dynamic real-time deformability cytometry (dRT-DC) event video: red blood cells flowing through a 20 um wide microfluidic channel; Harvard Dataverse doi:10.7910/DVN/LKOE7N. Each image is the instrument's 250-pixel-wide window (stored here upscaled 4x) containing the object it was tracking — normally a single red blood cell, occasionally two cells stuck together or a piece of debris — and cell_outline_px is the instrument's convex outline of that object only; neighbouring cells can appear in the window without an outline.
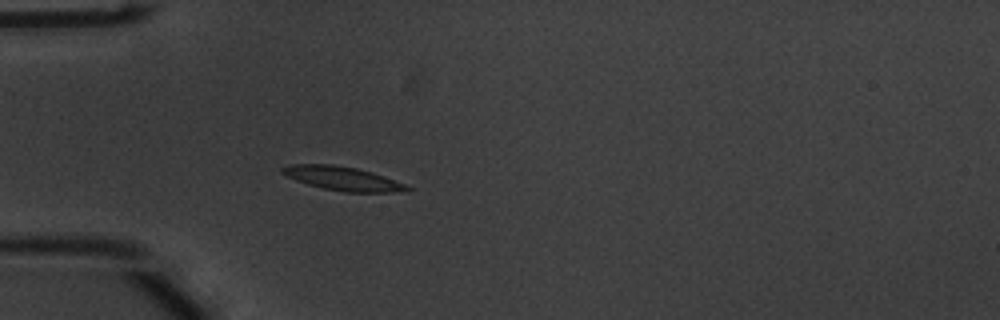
{"species": "common noctule bat (a hibernating species)", "species_latin": "Nyctalus noctula", "temperature_condition": "warm", "stored_images_in_passage": 39, "camera_frame_rate_fps": 3000, "um_per_image_px": 0.085, "animal": {"sex": "male", "body_mass_g": 20.1, "forearm_length_mm": 53.5}, "frame": {"image": 1, "passage_image": 1, "time_ms": 0.0, "image_size_px": [1000, 320], "cell_outline_px": [[412, 188], [408, 192], [344, 192], [324, 188], [308, 184], [296, 180], [280, 172], [280, 168], [288, 164], [332, 164], [356, 168], [372, 172], [404, 184]], "centroid_in_image_um": [29.12, 15.17], "position_along_channel_um": 55.9, "area_um2": 17.28}}
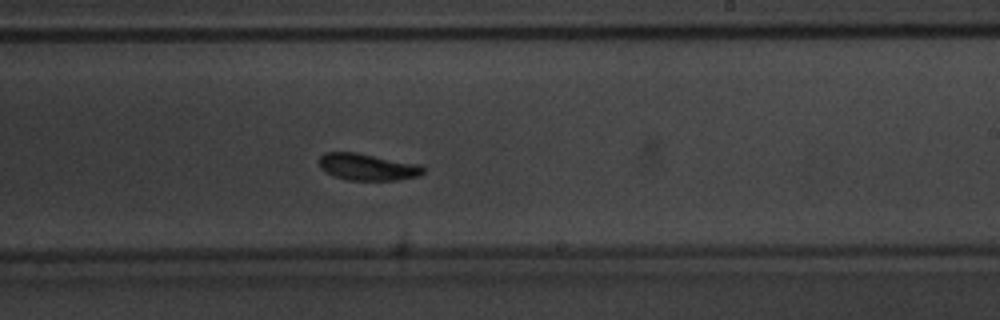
{"frame": {"image": 2, "passage_image": 18, "time_ms": 5.667, "image_size_px": [1000, 320], "cell_outline_px": [[424, 172], [420, 176], [396, 180], [348, 180], [332, 176], [324, 172], [320, 168], [320, 156], [324, 152], [356, 152], [420, 164], [424, 168]], "centroid_in_image_um": [31.23, 14.19], "position_along_channel_um": 257.8, "area_um2": 16.42}}
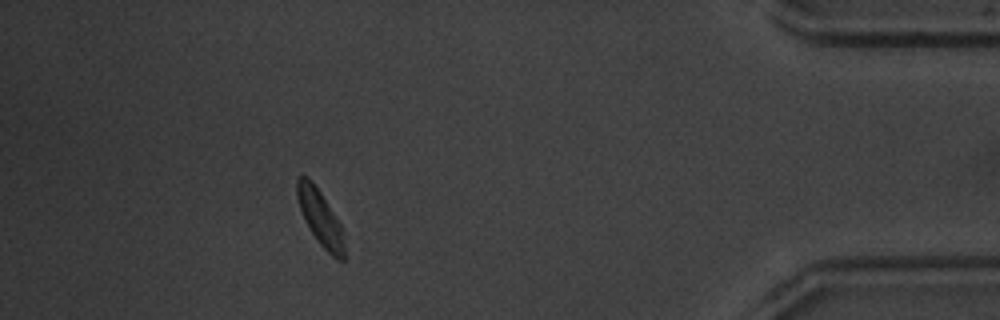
{"frame": {"image": 3, "passage_image": 34, "time_ms": 11.0, "image_size_px": [1000, 320], "cell_outline_px": [[344, 260], [336, 260], [320, 244], [312, 232], [300, 208], [296, 196], [296, 180], [300, 176], [308, 176], [312, 180], [320, 192], [340, 224], [344, 248]], "centroid_in_image_um": [27.2, 18.48], "position_along_channel_um": 408.0, "area_um2": 14.74}, "authors_computed_cell_mechanics": {"area_um2": 16.5308, "velocity_mm_per_s": 3.7059, "shape_relaxation_time_tau1_ms": 1.9235, "shape_relaxation_time_tau2_ms": 3.0655, "deformation_change_tau1": 0.0913, "deformation_change_tau2": 0.0941}}